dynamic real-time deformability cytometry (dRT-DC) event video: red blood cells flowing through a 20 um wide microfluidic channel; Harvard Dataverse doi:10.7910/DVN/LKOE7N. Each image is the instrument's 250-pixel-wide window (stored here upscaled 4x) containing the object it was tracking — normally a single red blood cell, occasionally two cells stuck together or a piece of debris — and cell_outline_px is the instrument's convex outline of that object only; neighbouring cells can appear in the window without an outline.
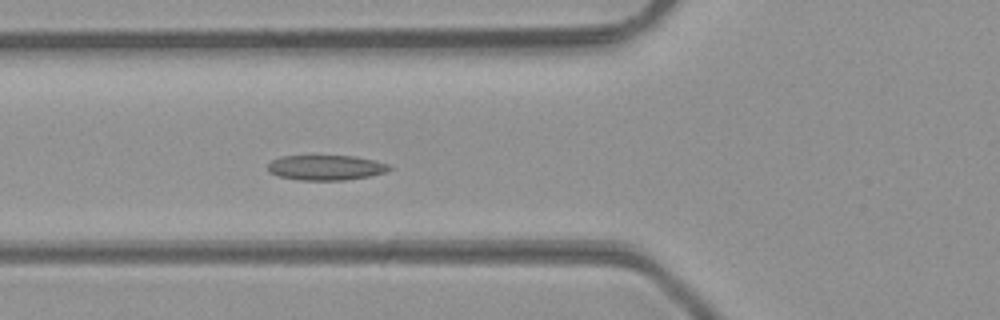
{"species": "common noctule bat (a hibernating species)", "species_latin": "Nyctalus noctula", "temperature_condition": "room temperature", "stored_images_in_passage": 14, "camera_frame_rate_fps": 3000, "um_per_image_px": 0.085, "animal": {"sex": "male", "body_mass_g": 23.1, "forearm_length_mm": 52.7}, "frame": {"image": 1, "passage_image": 7, "time_ms": 2.0, "image_size_px": [1000, 320], "cell_outline_px": [[392, 168], [384, 172], [372, 176], [344, 180], [296, 180], [276, 176], [268, 172], [268, 164], [272, 160], [280, 156], [356, 156], [376, 160], [388, 164]], "centroid_in_image_um": [27.68, 14.25], "position_along_channel_um": 98.1, "area_um2": 17.98}}
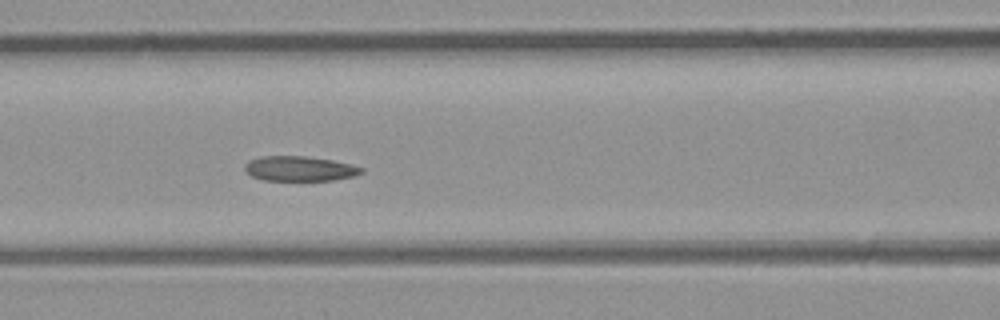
{"frame": {"image": 2, "passage_image": 10, "time_ms": 3.0, "image_size_px": [1000, 320], "cell_outline_px": [[364, 172], [352, 176], [332, 180], [264, 180], [252, 176], [244, 172], [244, 164], [248, 160], [260, 156], [304, 156], [332, 160], [352, 164], [364, 168]], "centroid_in_image_um": [25.43, 14.32], "position_along_channel_um": 141.2, "area_um2": 16.99}}